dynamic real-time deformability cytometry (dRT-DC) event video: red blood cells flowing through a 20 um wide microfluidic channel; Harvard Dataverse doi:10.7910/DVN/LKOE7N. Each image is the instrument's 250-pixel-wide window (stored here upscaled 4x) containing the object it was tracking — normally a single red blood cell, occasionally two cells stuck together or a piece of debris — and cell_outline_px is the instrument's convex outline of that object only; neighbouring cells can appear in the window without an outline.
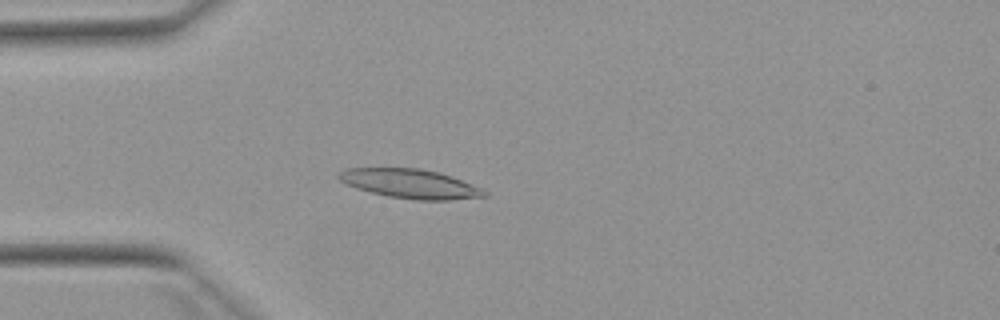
{"species": "Egyptian fruit bat (a non-hibernating species)", "species_latin": "Rousettus aegyptiacus", "temperature_condition": "warm", "stored_images_in_passage": 15, "camera_frame_rate_fps": 3000, "um_per_image_px": 0.085, "animal": {"sex": "female"}, "frame": {"image": 1, "passage_image": 13, "time_ms": 4.0, "image_size_px": [1000, 320], "cell_outline_px": [[488, 196], [448, 200], [420, 200], [388, 196], [356, 188], [340, 180], [336, 176], [336, 172], [344, 168], [420, 168], [440, 172], [452, 176], [484, 188], [488, 192]], "centroid_in_image_um": [34.9, 15.6], "position_along_channel_um": 50.1, "area_um2": 24.97}}